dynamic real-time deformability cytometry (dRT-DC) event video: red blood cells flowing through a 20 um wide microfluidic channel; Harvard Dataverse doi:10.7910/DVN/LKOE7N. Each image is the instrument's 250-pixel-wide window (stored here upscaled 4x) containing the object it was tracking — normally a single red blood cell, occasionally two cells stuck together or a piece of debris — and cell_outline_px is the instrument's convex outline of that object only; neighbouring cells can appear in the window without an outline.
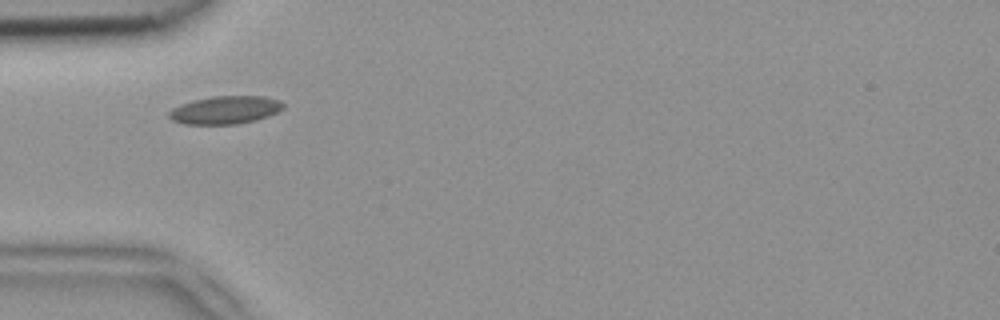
{"species": "common noctule bat (a hibernating species)", "species_latin": "Nyctalus noctula", "temperature_condition": "room temperature", "stored_images_in_passage": 37, "camera_frame_rate_fps": 3000, "um_per_image_px": 0.085, "animal": {"sex": "female", "body_mass_g": 18.4}, "frame": {"image": 1, "passage_image": 1, "time_ms": 0.0, "image_size_px": [1000, 320], "cell_outline_px": [[284, 108], [268, 116], [256, 120], [236, 124], [184, 124], [172, 120], [168, 116], [168, 112], [172, 108], [180, 104], [192, 100], [212, 96], [264, 96], [280, 100], [284, 104]], "centroid_in_image_um": [19.13, 9.34], "position_along_channel_um": 65.9, "area_um2": 18.73}}
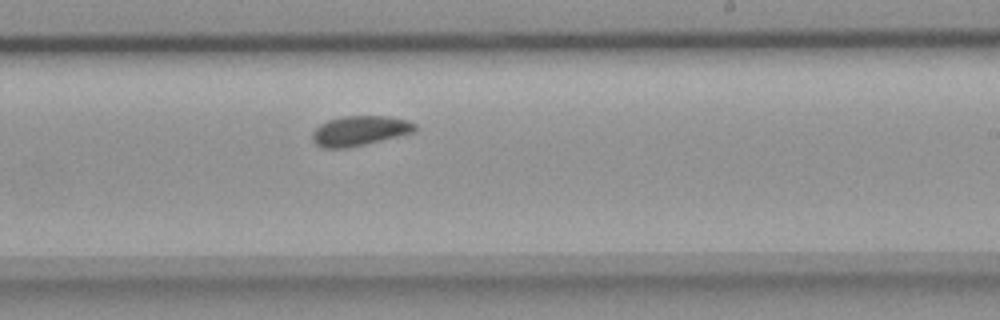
{"frame": {"image": 2, "passage_image": 16, "time_ms": 5.0, "image_size_px": [1000, 320], "cell_outline_px": [[420, 128], [412, 132], [348, 148], [324, 148], [316, 144], [312, 140], [312, 132], [320, 124], [328, 120], [344, 116], [388, 116], [408, 120], [416, 124]], "centroid_in_image_um": [30.57, 11.1], "position_along_channel_um": 258.4, "area_um2": 17.74}}
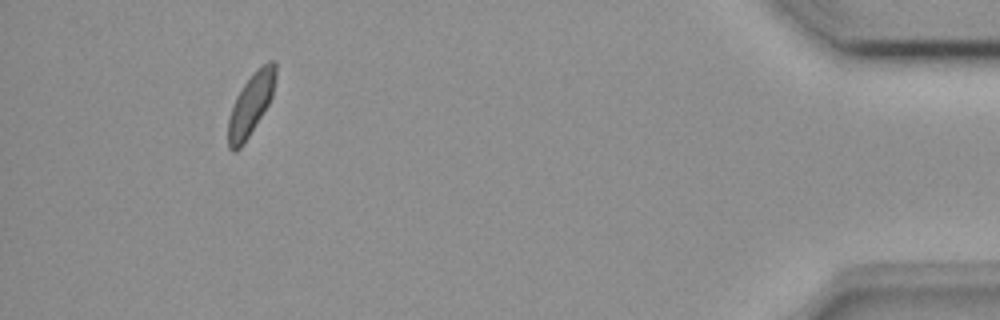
{"frame": {"image": 3, "passage_image": 33, "time_ms": 10.667, "image_size_px": [1000, 320], "cell_outline_px": [[276, 76], [272, 96], [268, 104], [244, 144], [240, 148], [232, 152], [228, 148], [228, 120], [236, 96], [252, 72], [268, 60], [272, 60], [276, 64]], "centroid_in_image_um": [21.32, 8.86], "position_along_channel_um": 413.9, "area_um2": 16.99}, "authors_computed_cell_mechanics": {"area_um2": 17.4556, "velocity_mm_per_s": 3.8692, "shape_relaxation_time_tau1_ms": 5.6271, "shape_relaxation_time_tau2_ms": 2.6192, "deformation_change_tau1": 0.0975, "deformation_change_tau2": 0.0511}}